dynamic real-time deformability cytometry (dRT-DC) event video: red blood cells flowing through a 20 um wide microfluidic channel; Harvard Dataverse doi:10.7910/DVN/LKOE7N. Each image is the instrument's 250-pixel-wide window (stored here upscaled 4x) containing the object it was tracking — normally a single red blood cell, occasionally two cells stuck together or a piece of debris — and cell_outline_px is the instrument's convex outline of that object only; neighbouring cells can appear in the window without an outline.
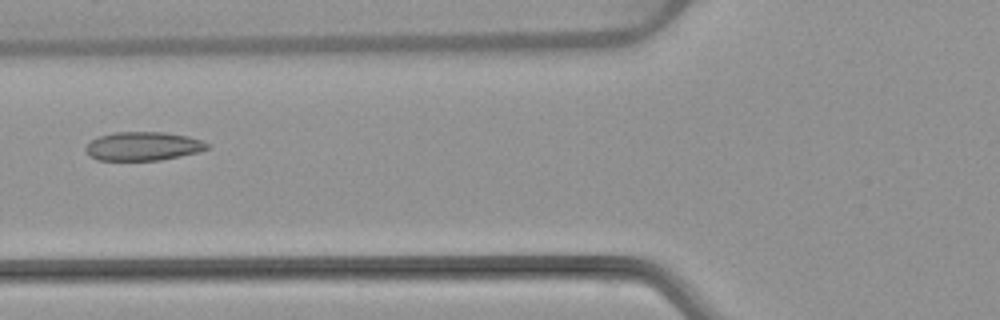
{"species": "common noctule bat (a hibernating species)", "species_latin": "Nyctalus noctula", "temperature_condition": "warm", "stored_images_in_passage": 4, "camera_frame_rate_fps": 3000, "um_per_image_px": 0.085, "animal": {"sex": "female", "body_mass_g": 22.7, "forearm_length_mm": 54.2}, "frame": {"image": 1, "passage_image": 4, "time_ms": 5.333, "image_size_px": [1000, 320], "cell_outline_px": [[208, 148], [200, 152], [160, 160], [96, 160], [84, 148], [92, 140], [100, 136], [116, 132], [164, 132], [188, 136], [200, 140], [208, 144]], "centroid_in_image_um": [12.18, 12.43], "position_along_channel_um": 113.6, "area_um2": 20.11}}